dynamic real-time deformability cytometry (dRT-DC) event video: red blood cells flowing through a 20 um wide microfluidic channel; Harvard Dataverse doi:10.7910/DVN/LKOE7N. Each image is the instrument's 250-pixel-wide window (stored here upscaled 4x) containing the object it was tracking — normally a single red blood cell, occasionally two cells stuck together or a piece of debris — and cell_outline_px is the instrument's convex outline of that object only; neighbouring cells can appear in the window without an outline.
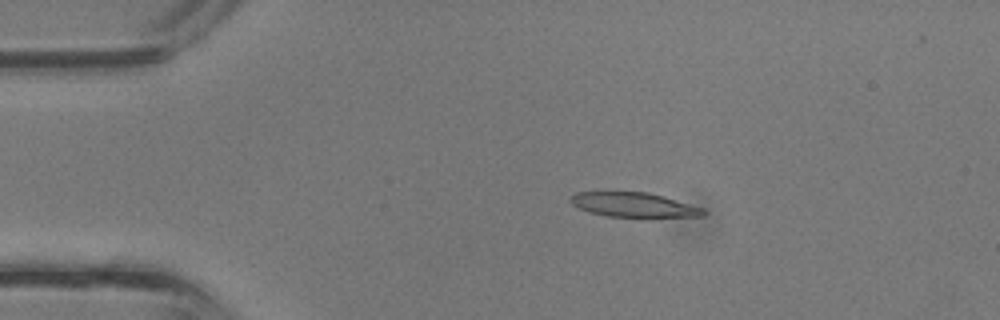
{"species": "common noctule bat (a hibernating species)", "species_latin": "Nyctalus noctula", "temperature_condition": "room temperature", "stored_images_in_passage": 35, "camera_frame_rate_fps": 3000, "um_per_image_px": 0.085, "animal": {"sex": "male", "body_mass_g": 13.3}, "frame": {"image": 1, "passage_image": 5, "time_ms": 1.333, "image_size_px": [1000, 320], "cell_outline_px": [[708, 212], [704, 216], [604, 216], [588, 212], [572, 204], [568, 200], [576, 192], [604, 188], [612, 188], [648, 192], [664, 196], [704, 208]], "centroid_in_image_um": [53.75, 17.33], "position_along_channel_um": 31.2, "area_um2": 19.94}}
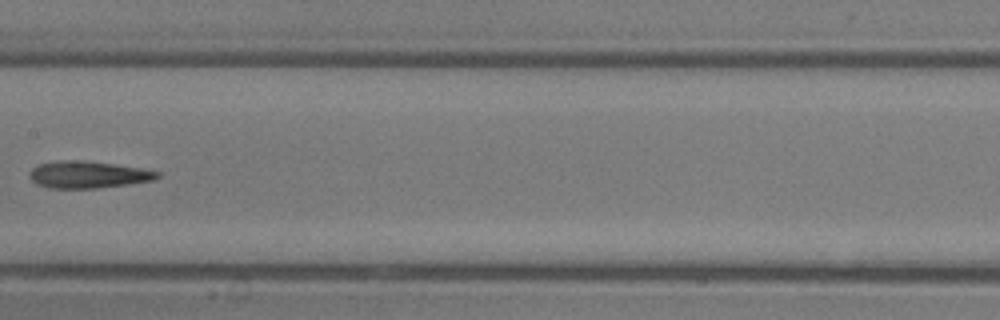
{"frame": {"image": 2, "passage_image": 17, "time_ms": 5.333, "image_size_px": [1000, 320], "cell_outline_px": [[160, 176], [152, 180], [128, 184], [96, 188], [48, 188], [36, 184], [28, 176], [28, 172], [32, 168], [40, 164], [60, 160], [76, 160], [112, 164], [140, 168], [160, 172]], "centroid_in_image_um": [7.43, 14.85], "position_along_channel_um": 200.0, "area_um2": 19.88}}
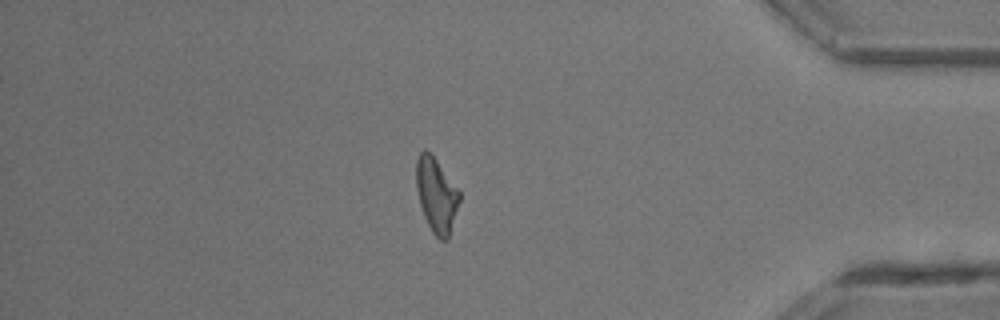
{"frame": {"image": 3, "passage_image": 30, "time_ms": 9.667, "image_size_px": [1000, 320], "cell_outline_px": [[460, 200], [448, 240], [440, 240], [432, 232], [424, 216], [420, 204], [416, 188], [416, 160], [420, 152], [424, 148], [436, 160], [460, 192]], "centroid_in_image_um": [37.08, 16.6], "position_along_channel_um": 398.1, "area_um2": 18.55}}